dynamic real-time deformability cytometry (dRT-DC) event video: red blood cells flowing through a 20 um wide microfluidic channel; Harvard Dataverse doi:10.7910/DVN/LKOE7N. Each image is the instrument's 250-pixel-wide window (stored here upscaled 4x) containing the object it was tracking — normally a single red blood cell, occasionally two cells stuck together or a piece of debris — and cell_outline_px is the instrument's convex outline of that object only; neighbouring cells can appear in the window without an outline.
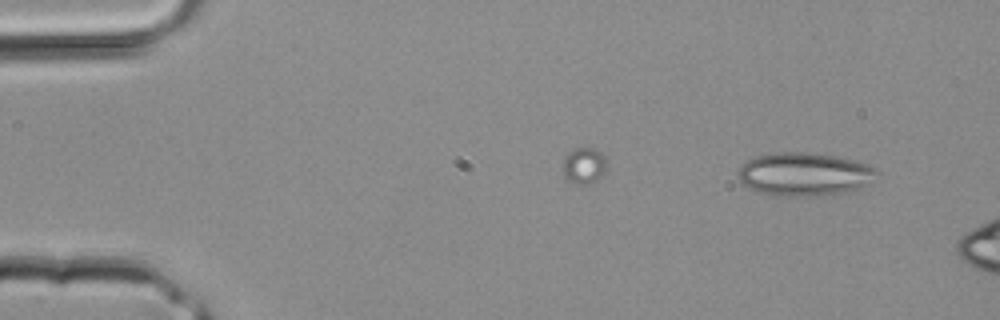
{"species": "common noctule bat (a hibernating species)", "species_latin": "Nyctalus noctula", "temperature_condition": "room temperature", "stored_images_in_passage": 3, "camera_frame_rate_fps": 3000, "um_per_image_px": 0.085, "animal": {"sex": "male", "body_mass_g": 20.4}, "frame": {"image": 1, "passage_image": 3, "time_ms": 0.667, "image_size_px": [1000, 320], "cell_outline_px": [[880, 172], [868, 184], [860, 188], [848, 192], [824, 196], [776, 196], [756, 192], [748, 188], [740, 180], [736, 172], [748, 160], [756, 156], [776, 152], [812, 152], [836, 156], [856, 160], [868, 164], [876, 168]], "centroid_in_image_um": [68.4, 14.81], "position_along_channel_um": 16.6, "area_um2": 35.6}}